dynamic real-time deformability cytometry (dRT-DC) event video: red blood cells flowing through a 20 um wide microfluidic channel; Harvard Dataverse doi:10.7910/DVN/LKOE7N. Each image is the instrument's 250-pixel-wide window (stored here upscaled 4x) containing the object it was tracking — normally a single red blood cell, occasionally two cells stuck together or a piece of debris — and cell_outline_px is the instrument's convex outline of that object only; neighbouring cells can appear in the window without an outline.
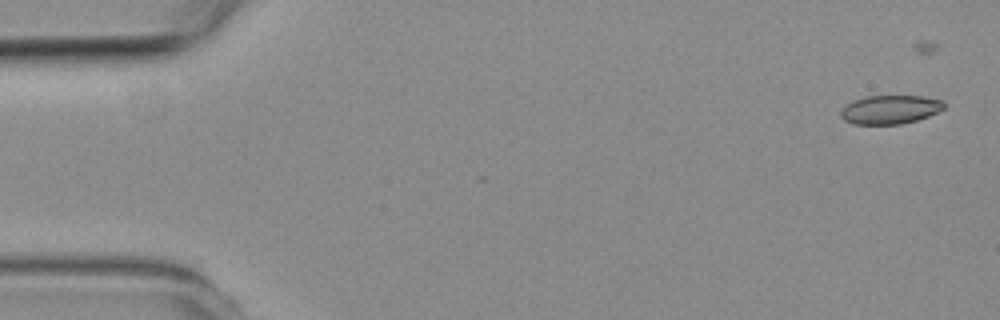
{"species": "common noctule bat (a hibernating species)", "species_latin": "Nyctalus noctula", "temperature_condition": "room temperature", "stored_images_in_passage": 3, "segment_of_instrument_passage": [2, 2], "camera_frame_rate_fps": 3000, "um_per_image_px": 0.085, "animal": {"sex": "female", "body_mass_g": 19.3, "forearm_length_mm": 54.1}, "frame": {"image": 1, "passage_image": 3, "time_ms": 2.333, "image_size_px": [1000, 320], "cell_outline_px": [[944, 108], [928, 116], [916, 120], [900, 124], [852, 124], [844, 120], [840, 116], [840, 108], [852, 100], [868, 96], [924, 96], [944, 100]], "centroid_in_image_um": [75.62, 9.3], "position_along_channel_um": 9.4, "area_um2": 17.4}}